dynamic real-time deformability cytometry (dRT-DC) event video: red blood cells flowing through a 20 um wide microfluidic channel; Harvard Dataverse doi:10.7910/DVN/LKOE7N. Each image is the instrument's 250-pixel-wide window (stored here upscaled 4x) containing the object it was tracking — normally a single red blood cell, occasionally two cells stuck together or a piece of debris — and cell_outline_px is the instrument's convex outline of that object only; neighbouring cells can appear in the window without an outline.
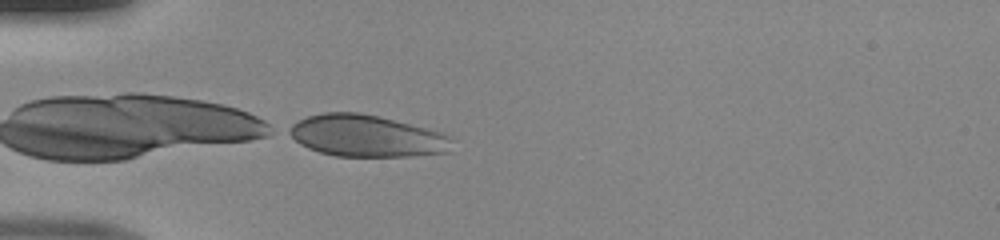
{"species": "human", "species_latin": "Homo sapiens", "temperature_condition": "room temperature", "stored_images_in_passage": 14, "camera_frame_rate_fps": 3000, "um_per_image_px": 0.085, "donor": {"sex": "male"}, "frame": {"image": 1, "passage_image": 14, "time_ms": 4.333, "image_size_px": [1000, 240], "cell_outline_px": [[456, 140], [452, 152], [408, 156], [336, 156], [320, 152], [308, 148], [300, 144], [284, 132], [284, 128], [308, 116], [324, 112], [360, 112], [444, 132], [452, 136]], "centroid_in_image_um": [31.19, 11.56], "position_along_channel_um": 53.8, "area_um2": 40.29}}